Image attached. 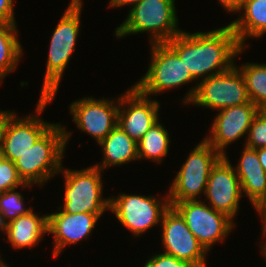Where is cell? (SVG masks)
Masks as SVG:
<instances>
[{"instance_id":"1","label":"cell","mask_w":266,"mask_h":267,"mask_svg":"<svg viewBox=\"0 0 266 267\" xmlns=\"http://www.w3.org/2000/svg\"><path fill=\"white\" fill-rule=\"evenodd\" d=\"M166 44L178 55L192 77L200 81L232 68L244 51L230 24L208 32L182 31Z\"/></svg>"},{"instance_id":"2","label":"cell","mask_w":266,"mask_h":267,"mask_svg":"<svg viewBox=\"0 0 266 267\" xmlns=\"http://www.w3.org/2000/svg\"><path fill=\"white\" fill-rule=\"evenodd\" d=\"M82 6L70 3L52 33L49 52L36 112L41 114L53 101L66 66L75 49L80 31Z\"/></svg>"},{"instance_id":"3","label":"cell","mask_w":266,"mask_h":267,"mask_svg":"<svg viewBox=\"0 0 266 267\" xmlns=\"http://www.w3.org/2000/svg\"><path fill=\"white\" fill-rule=\"evenodd\" d=\"M71 132L61 124H53L14 163L24 183L43 184L55 174L61 173L62 159Z\"/></svg>"},{"instance_id":"4","label":"cell","mask_w":266,"mask_h":267,"mask_svg":"<svg viewBox=\"0 0 266 267\" xmlns=\"http://www.w3.org/2000/svg\"><path fill=\"white\" fill-rule=\"evenodd\" d=\"M175 0H140L115 30L118 38L150 32L151 43H166L183 30L178 28Z\"/></svg>"},{"instance_id":"5","label":"cell","mask_w":266,"mask_h":267,"mask_svg":"<svg viewBox=\"0 0 266 267\" xmlns=\"http://www.w3.org/2000/svg\"><path fill=\"white\" fill-rule=\"evenodd\" d=\"M65 177L64 213H92L99 218L110 209V198H103L101 169L89 166L81 170L62 169Z\"/></svg>"},{"instance_id":"6","label":"cell","mask_w":266,"mask_h":267,"mask_svg":"<svg viewBox=\"0 0 266 267\" xmlns=\"http://www.w3.org/2000/svg\"><path fill=\"white\" fill-rule=\"evenodd\" d=\"M182 100L185 104L221 110L250 102L244 76L237 65L199 81Z\"/></svg>"},{"instance_id":"7","label":"cell","mask_w":266,"mask_h":267,"mask_svg":"<svg viewBox=\"0 0 266 267\" xmlns=\"http://www.w3.org/2000/svg\"><path fill=\"white\" fill-rule=\"evenodd\" d=\"M222 156L204 139L190 153L169 187L170 206L187 200H198L205 193L212 167ZM199 195V198H198ZM197 197V198H196Z\"/></svg>"},{"instance_id":"8","label":"cell","mask_w":266,"mask_h":267,"mask_svg":"<svg viewBox=\"0 0 266 267\" xmlns=\"http://www.w3.org/2000/svg\"><path fill=\"white\" fill-rule=\"evenodd\" d=\"M151 47L148 71L134 85L143 95L150 98L151 95L196 81L166 43H151Z\"/></svg>"},{"instance_id":"9","label":"cell","mask_w":266,"mask_h":267,"mask_svg":"<svg viewBox=\"0 0 266 267\" xmlns=\"http://www.w3.org/2000/svg\"><path fill=\"white\" fill-rule=\"evenodd\" d=\"M164 198L166 200L161 201L154 196L120 194L118 197H110L109 210L124 228L140 236L162 222L164 213L170 208L168 194Z\"/></svg>"},{"instance_id":"10","label":"cell","mask_w":266,"mask_h":267,"mask_svg":"<svg viewBox=\"0 0 266 267\" xmlns=\"http://www.w3.org/2000/svg\"><path fill=\"white\" fill-rule=\"evenodd\" d=\"M185 219L187 227L209 251L217 241H224L234 227V220L214 210L201 200H187L173 206Z\"/></svg>"},{"instance_id":"11","label":"cell","mask_w":266,"mask_h":267,"mask_svg":"<svg viewBox=\"0 0 266 267\" xmlns=\"http://www.w3.org/2000/svg\"><path fill=\"white\" fill-rule=\"evenodd\" d=\"M164 253L185 261L192 267H206L208 251L187 227L185 219L171 207L164 213L162 222Z\"/></svg>"},{"instance_id":"12","label":"cell","mask_w":266,"mask_h":267,"mask_svg":"<svg viewBox=\"0 0 266 267\" xmlns=\"http://www.w3.org/2000/svg\"><path fill=\"white\" fill-rule=\"evenodd\" d=\"M228 159L227 155L222 156L212 167L204 194L209 206L233 220L243 194L234 166Z\"/></svg>"},{"instance_id":"13","label":"cell","mask_w":266,"mask_h":267,"mask_svg":"<svg viewBox=\"0 0 266 267\" xmlns=\"http://www.w3.org/2000/svg\"><path fill=\"white\" fill-rule=\"evenodd\" d=\"M115 100L84 99L75 100L70 105V113L78 129L88 133L99 144L117 126L119 97Z\"/></svg>"},{"instance_id":"14","label":"cell","mask_w":266,"mask_h":267,"mask_svg":"<svg viewBox=\"0 0 266 267\" xmlns=\"http://www.w3.org/2000/svg\"><path fill=\"white\" fill-rule=\"evenodd\" d=\"M159 108L157 100L149 99L133 85L119 97L117 125L131 139L138 142L159 120Z\"/></svg>"},{"instance_id":"15","label":"cell","mask_w":266,"mask_h":267,"mask_svg":"<svg viewBox=\"0 0 266 267\" xmlns=\"http://www.w3.org/2000/svg\"><path fill=\"white\" fill-rule=\"evenodd\" d=\"M259 110L251 101L219 110L210 129L211 134L204 140L221 156H226V147L248 134L253 118Z\"/></svg>"},{"instance_id":"16","label":"cell","mask_w":266,"mask_h":267,"mask_svg":"<svg viewBox=\"0 0 266 267\" xmlns=\"http://www.w3.org/2000/svg\"><path fill=\"white\" fill-rule=\"evenodd\" d=\"M17 117L13 113L8 117L1 142L0 156L15 162L54 124L41 120L39 117Z\"/></svg>"},{"instance_id":"17","label":"cell","mask_w":266,"mask_h":267,"mask_svg":"<svg viewBox=\"0 0 266 267\" xmlns=\"http://www.w3.org/2000/svg\"><path fill=\"white\" fill-rule=\"evenodd\" d=\"M99 217L92 213L68 214L63 211L48 214V233L54 236L53 257H57L65 246L90 236Z\"/></svg>"},{"instance_id":"18","label":"cell","mask_w":266,"mask_h":267,"mask_svg":"<svg viewBox=\"0 0 266 267\" xmlns=\"http://www.w3.org/2000/svg\"><path fill=\"white\" fill-rule=\"evenodd\" d=\"M242 193L246 194L256 209L266 200V172L259 162L257 151L244 146L240 161L234 168Z\"/></svg>"},{"instance_id":"19","label":"cell","mask_w":266,"mask_h":267,"mask_svg":"<svg viewBox=\"0 0 266 267\" xmlns=\"http://www.w3.org/2000/svg\"><path fill=\"white\" fill-rule=\"evenodd\" d=\"M48 233V215L38 216L31 210L7 223V241L16 249L32 248Z\"/></svg>"},{"instance_id":"20","label":"cell","mask_w":266,"mask_h":267,"mask_svg":"<svg viewBox=\"0 0 266 267\" xmlns=\"http://www.w3.org/2000/svg\"><path fill=\"white\" fill-rule=\"evenodd\" d=\"M241 10L244 13L229 24L240 45L245 48L247 37L258 38L266 33V0H244L236 12Z\"/></svg>"},{"instance_id":"21","label":"cell","mask_w":266,"mask_h":267,"mask_svg":"<svg viewBox=\"0 0 266 267\" xmlns=\"http://www.w3.org/2000/svg\"><path fill=\"white\" fill-rule=\"evenodd\" d=\"M103 162L94 165L102 171L110 166L124 165L138 159L137 142L131 139L118 125L100 143Z\"/></svg>"},{"instance_id":"22","label":"cell","mask_w":266,"mask_h":267,"mask_svg":"<svg viewBox=\"0 0 266 267\" xmlns=\"http://www.w3.org/2000/svg\"><path fill=\"white\" fill-rule=\"evenodd\" d=\"M17 24L0 22V82L18 65L23 54L21 43L17 38Z\"/></svg>"},{"instance_id":"23","label":"cell","mask_w":266,"mask_h":267,"mask_svg":"<svg viewBox=\"0 0 266 267\" xmlns=\"http://www.w3.org/2000/svg\"><path fill=\"white\" fill-rule=\"evenodd\" d=\"M169 145L168 130L158 120L137 142L138 160L146 158L161 163L168 154Z\"/></svg>"},{"instance_id":"24","label":"cell","mask_w":266,"mask_h":267,"mask_svg":"<svg viewBox=\"0 0 266 267\" xmlns=\"http://www.w3.org/2000/svg\"><path fill=\"white\" fill-rule=\"evenodd\" d=\"M239 70L244 76L250 101L260 110H266V64L244 63Z\"/></svg>"},{"instance_id":"25","label":"cell","mask_w":266,"mask_h":267,"mask_svg":"<svg viewBox=\"0 0 266 267\" xmlns=\"http://www.w3.org/2000/svg\"><path fill=\"white\" fill-rule=\"evenodd\" d=\"M15 190H7L0 194V212L3 214V219L6 223L32 210V207H23V196L21 193L15 192Z\"/></svg>"},{"instance_id":"26","label":"cell","mask_w":266,"mask_h":267,"mask_svg":"<svg viewBox=\"0 0 266 267\" xmlns=\"http://www.w3.org/2000/svg\"><path fill=\"white\" fill-rule=\"evenodd\" d=\"M31 187L18 175L15 163L0 156V194L11 189Z\"/></svg>"},{"instance_id":"27","label":"cell","mask_w":266,"mask_h":267,"mask_svg":"<svg viewBox=\"0 0 266 267\" xmlns=\"http://www.w3.org/2000/svg\"><path fill=\"white\" fill-rule=\"evenodd\" d=\"M247 136L245 146L254 149L266 147V110H259L254 116Z\"/></svg>"},{"instance_id":"28","label":"cell","mask_w":266,"mask_h":267,"mask_svg":"<svg viewBox=\"0 0 266 267\" xmlns=\"http://www.w3.org/2000/svg\"><path fill=\"white\" fill-rule=\"evenodd\" d=\"M144 267H192L185 261L179 260L178 258L166 254H155L146 263Z\"/></svg>"},{"instance_id":"29","label":"cell","mask_w":266,"mask_h":267,"mask_svg":"<svg viewBox=\"0 0 266 267\" xmlns=\"http://www.w3.org/2000/svg\"><path fill=\"white\" fill-rule=\"evenodd\" d=\"M13 0H0V22L16 23Z\"/></svg>"},{"instance_id":"30","label":"cell","mask_w":266,"mask_h":267,"mask_svg":"<svg viewBox=\"0 0 266 267\" xmlns=\"http://www.w3.org/2000/svg\"><path fill=\"white\" fill-rule=\"evenodd\" d=\"M226 11L236 12L244 0H218Z\"/></svg>"},{"instance_id":"31","label":"cell","mask_w":266,"mask_h":267,"mask_svg":"<svg viewBox=\"0 0 266 267\" xmlns=\"http://www.w3.org/2000/svg\"><path fill=\"white\" fill-rule=\"evenodd\" d=\"M11 111H1L0 110V150H1V142L3 138V131L8 117L12 114Z\"/></svg>"},{"instance_id":"32","label":"cell","mask_w":266,"mask_h":267,"mask_svg":"<svg viewBox=\"0 0 266 267\" xmlns=\"http://www.w3.org/2000/svg\"><path fill=\"white\" fill-rule=\"evenodd\" d=\"M140 0H111L109 2V7H120V6H134L136 3H138Z\"/></svg>"},{"instance_id":"33","label":"cell","mask_w":266,"mask_h":267,"mask_svg":"<svg viewBox=\"0 0 266 267\" xmlns=\"http://www.w3.org/2000/svg\"><path fill=\"white\" fill-rule=\"evenodd\" d=\"M257 212L259 213V215H261L262 217V222H263V231L262 233H266V200L256 208Z\"/></svg>"},{"instance_id":"34","label":"cell","mask_w":266,"mask_h":267,"mask_svg":"<svg viewBox=\"0 0 266 267\" xmlns=\"http://www.w3.org/2000/svg\"><path fill=\"white\" fill-rule=\"evenodd\" d=\"M259 158V162L263 167V170L266 172V147L255 149Z\"/></svg>"},{"instance_id":"35","label":"cell","mask_w":266,"mask_h":267,"mask_svg":"<svg viewBox=\"0 0 266 267\" xmlns=\"http://www.w3.org/2000/svg\"><path fill=\"white\" fill-rule=\"evenodd\" d=\"M7 223L3 219V214L0 212V230L5 233Z\"/></svg>"},{"instance_id":"36","label":"cell","mask_w":266,"mask_h":267,"mask_svg":"<svg viewBox=\"0 0 266 267\" xmlns=\"http://www.w3.org/2000/svg\"><path fill=\"white\" fill-rule=\"evenodd\" d=\"M264 237H266V233H263L262 234ZM264 245V246H263ZM263 245H261V251L263 252V255H264V257H265V261H266V243L264 242V244Z\"/></svg>"},{"instance_id":"37","label":"cell","mask_w":266,"mask_h":267,"mask_svg":"<svg viewBox=\"0 0 266 267\" xmlns=\"http://www.w3.org/2000/svg\"><path fill=\"white\" fill-rule=\"evenodd\" d=\"M70 3L75 4V5H79V6H82L83 5L82 4V0H71Z\"/></svg>"},{"instance_id":"38","label":"cell","mask_w":266,"mask_h":267,"mask_svg":"<svg viewBox=\"0 0 266 267\" xmlns=\"http://www.w3.org/2000/svg\"><path fill=\"white\" fill-rule=\"evenodd\" d=\"M8 264H5V262L0 257V267H6Z\"/></svg>"}]
</instances>
